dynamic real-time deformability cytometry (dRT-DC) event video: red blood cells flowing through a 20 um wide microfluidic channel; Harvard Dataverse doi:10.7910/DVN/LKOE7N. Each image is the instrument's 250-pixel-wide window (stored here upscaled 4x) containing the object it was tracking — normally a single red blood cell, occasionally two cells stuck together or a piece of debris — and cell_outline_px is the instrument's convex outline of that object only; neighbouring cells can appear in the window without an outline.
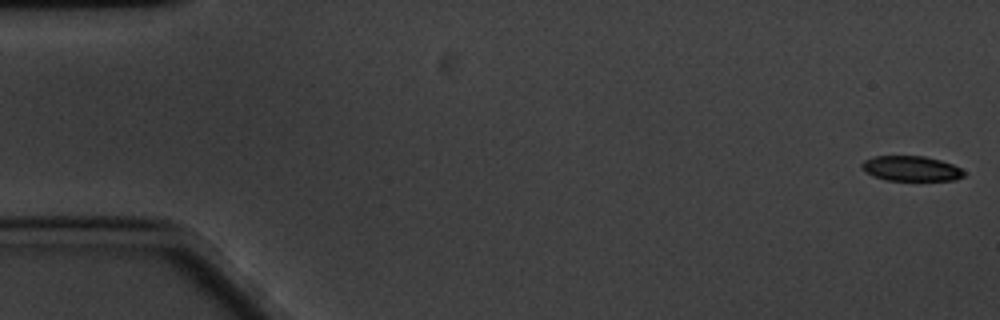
{"species": "common noctule bat (a hibernating species)", "species_latin": "Nyctalus noctula", "temperature_condition": "cold", "stored_images_in_passage": 60, "camera_frame_rate_fps": 3000, "um_per_image_px": 0.085, "animal": {"sex": "male", "body_mass_g": 20.1, "forearm_length_mm": 53.5}, "frame": {"image": 1, "passage_image": 1, "time_ms": 0.0, "image_size_px": [1000, 320], "cell_outline_px": [[964, 176], [956, 180], [884, 180], [872, 176], [864, 172], [860, 168], [860, 164], [864, 160], [876, 156], [924, 156], [940, 160], [952, 164], [960, 168], [964, 172]], "centroid_in_image_um": [77.39, 14.33], "position_along_channel_um": 7.6, "area_um2": 15.03}}
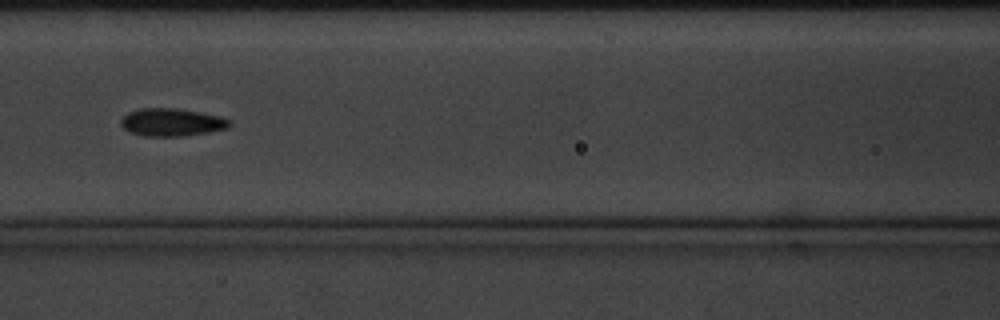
{"frame": {"image": 2, "passage_image": 26, "time_ms": 8.333, "image_size_px": [1000, 320], "cell_outline_px": [[232, 124], [228, 128], [208, 132], [180, 136], [144, 136], [132, 132], [124, 128], [120, 124], [120, 120], [128, 112], [140, 108], [176, 108], [200, 112], [220, 116], [228, 120]], "centroid_in_image_um": [14.59, 10.38], "position_along_channel_um": 152.0, "area_um2": 17.46}}
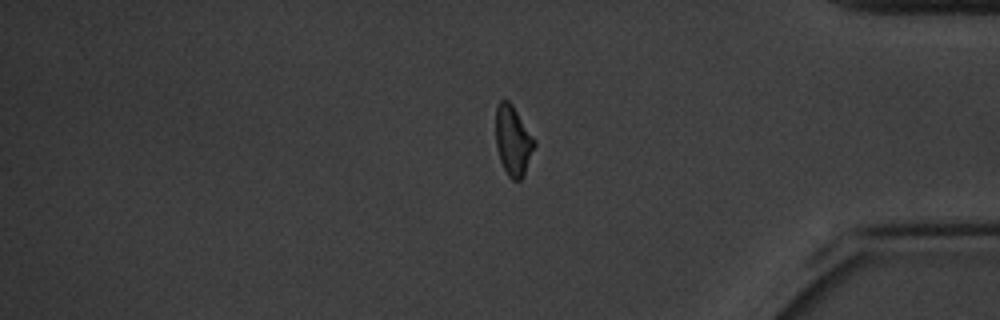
{"frame": {"image": 3, "passage_image": 50, "time_ms": 16.333, "image_size_px": [1000, 320], "cell_outline_px": [[536, 144], [524, 176], [520, 180], [512, 180], [508, 176], [500, 160], [496, 148], [496, 108], [500, 100], [508, 100], [512, 104], [536, 140]], "centroid_in_image_um": [43.62, 11.96], "position_along_channel_um": 391.6, "area_um2": 15.84}, "authors_computed_cell_mechanics": {"area_um2": 16.5308, "velocity_mm_per_s": 3.3038, "shape_relaxation_time_tau1_ms": 2.7857, "shape_relaxation_time_tau2_ms": null, "deformation_change_tau1": 0.107, "deformation_change_tau2": null}}